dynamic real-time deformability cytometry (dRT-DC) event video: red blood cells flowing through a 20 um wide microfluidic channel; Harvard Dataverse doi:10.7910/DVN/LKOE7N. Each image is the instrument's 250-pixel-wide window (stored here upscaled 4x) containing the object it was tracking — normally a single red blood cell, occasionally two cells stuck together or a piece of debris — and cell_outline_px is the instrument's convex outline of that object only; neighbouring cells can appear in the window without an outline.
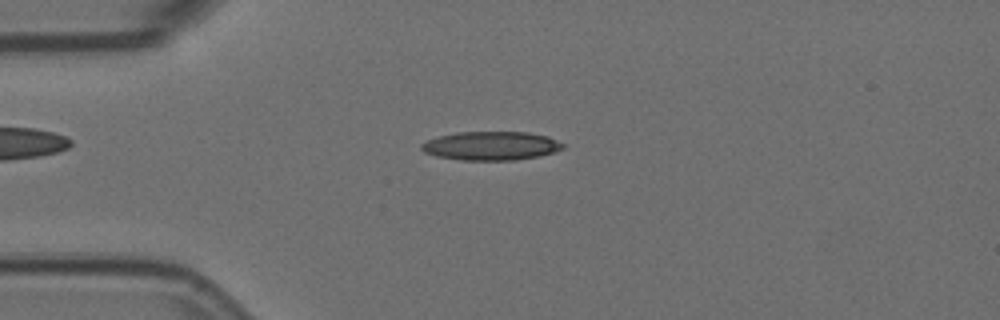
{"species": "Egyptian fruit bat (a non-hibernating species)", "species_latin": "Rousettus aegyptiacus", "temperature_condition": "room temperature", "stored_images_in_passage": 55, "camera_frame_rate_fps": 3000, "um_per_image_px": 0.085, "animal": {"sex": "female"}, "frame": {"image": 1, "passage_image": 13, "time_ms": 4.0, "image_size_px": [1000, 320], "cell_outline_px": [[564, 148], [540, 156], [516, 160], [460, 160], [436, 156], [424, 152], [420, 148], [420, 144], [428, 140], [440, 136], [456, 132], [528, 132], [548, 136], [564, 144]], "centroid_in_image_um": [41.73, 12.4], "position_along_channel_um": 43.3, "area_um2": 23.7}}
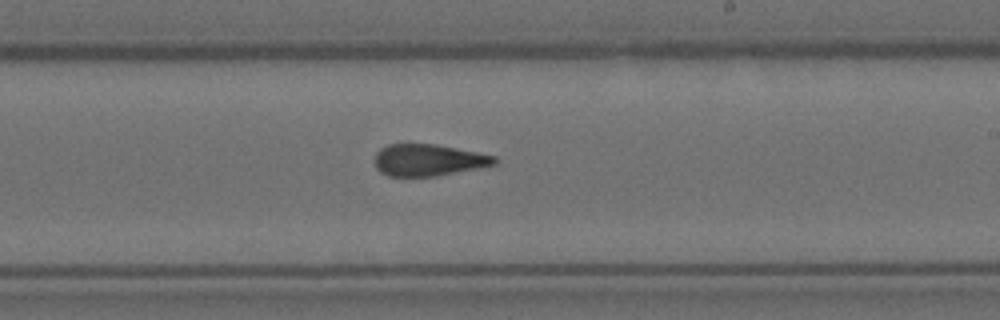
{"frame": {"image": 2, "passage_image": 32, "time_ms": 10.333, "image_size_px": [1000, 320], "cell_outline_px": [[500, 160], [496, 164], [436, 176], [388, 176], [380, 172], [376, 168], [376, 152], [380, 148], [388, 144], [436, 144], [496, 156]], "centroid_in_image_um": [36.41, 13.6], "position_along_channel_um": 252.6, "area_um2": 22.08}}
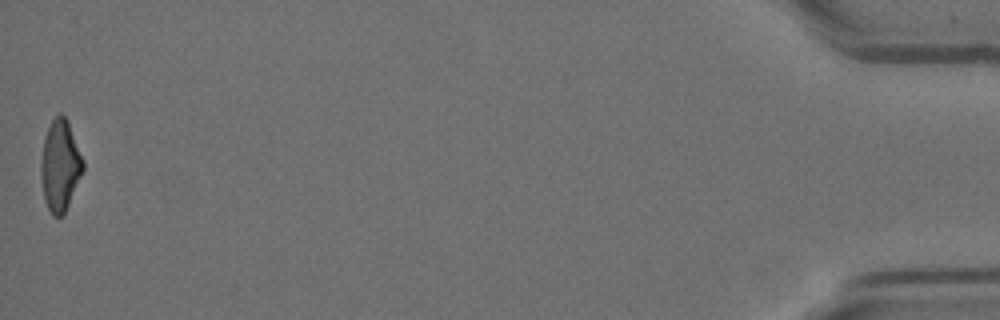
{"frame": {"image": 3, "passage_image": 55, "time_ms": 18.0, "image_size_px": [1000, 320], "cell_outline_px": [[84, 168], [68, 204], [64, 212], [60, 216], [52, 216], [44, 200], [40, 172], [40, 164], [44, 136], [52, 120], [60, 112], [64, 116], [68, 124], [84, 160]], "centroid_in_image_um": [5.08, 14.07], "position_along_channel_um": 430.1, "area_um2": 21.96}, "authors_computed_cell_mechanics": {"area_um2": 23.2356, "velocity_mm_per_s": 3.606, "shape_relaxation_time_tau1_ms": null, "shape_relaxation_time_tau2_ms": 1.8577, "deformation_change_tau1": null, "deformation_change_tau2": 0.1059}}